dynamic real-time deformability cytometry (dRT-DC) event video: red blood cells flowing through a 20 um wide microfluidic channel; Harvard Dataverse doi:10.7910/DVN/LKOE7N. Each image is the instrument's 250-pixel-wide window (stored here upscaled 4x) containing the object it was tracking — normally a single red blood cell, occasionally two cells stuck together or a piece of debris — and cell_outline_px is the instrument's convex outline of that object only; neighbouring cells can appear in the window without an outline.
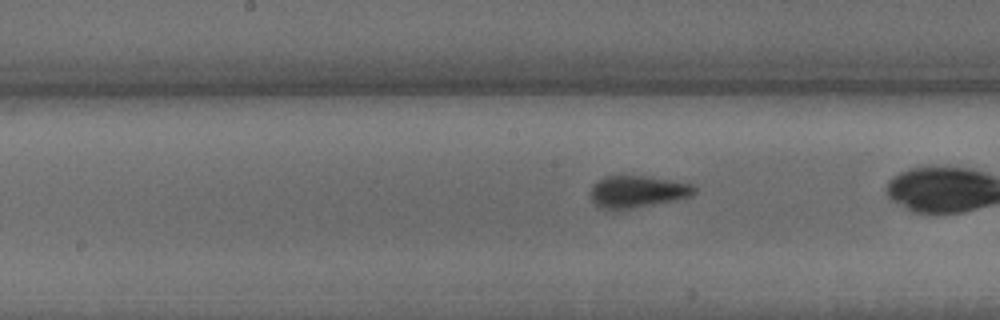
{"species": "common noctule bat (a hibernating species)", "species_latin": "Nyctalus noctula", "temperature_condition": "warm", "stored_images_in_passage": 29, "camera_frame_rate_fps": 3000, "um_per_image_px": 0.085, "animal": {"sex": "male", "body_mass_g": 15.6}, "frame": {"image": 1, "passage_image": 13, "time_ms": 4.0, "image_size_px": [1000, 320], "cell_outline_px": [[696, 192], [692, 196], [632, 208], [600, 208], [592, 200], [588, 192], [592, 184], [596, 180], [604, 176], [644, 176], [672, 180], [692, 184], [696, 188]], "centroid_in_image_um": [54.14, 16.26], "position_along_channel_um": 194.1, "area_um2": 19.19}}